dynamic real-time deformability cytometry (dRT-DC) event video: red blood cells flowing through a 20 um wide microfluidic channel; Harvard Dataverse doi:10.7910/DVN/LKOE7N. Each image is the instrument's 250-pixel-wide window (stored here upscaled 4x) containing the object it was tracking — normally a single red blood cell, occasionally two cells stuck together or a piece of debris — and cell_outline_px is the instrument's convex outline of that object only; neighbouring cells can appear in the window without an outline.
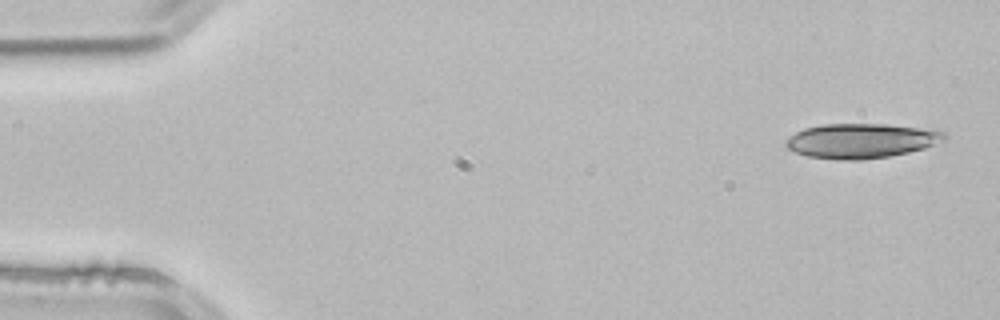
{"species": "common noctule bat (a hibernating species)", "species_latin": "Nyctalus noctula", "temperature_condition": "room temperature", "stored_images_in_passage": 4, "camera_frame_rate_fps": 3000, "um_per_image_px": 0.085, "animal": {"sex": "male", "body_mass_g": 21.5, "forearm_length_mm": 52.0}, "frame": {"image": 1, "passage_image": 1, "time_ms": 0.0, "image_size_px": [1000, 320], "cell_outline_px": [[948, 136], [944, 140], [924, 148], [892, 156], [864, 160], [836, 160], [808, 156], [796, 152], [788, 148], [784, 144], [784, 140], [788, 136], [804, 128], [824, 124], [888, 124], [936, 128], [944, 132]], "centroid_in_image_um": [73.24, 11.96], "position_along_channel_um": 11.8, "area_um2": 32.6}}
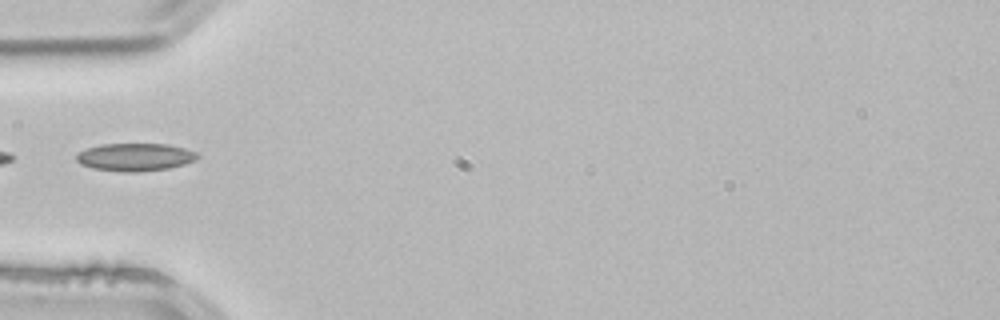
{"frame": {"image": 2, "passage_image": 4, "time_ms": 1.0, "image_size_px": [1000, 320], "cell_outline_px": [[200, 156], [196, 160], [184, 164], [168, 168], [136, 172], [124, 172], [92, 168], [80, 164], [76, 160], [76, 156], [80, 152], [88, 148], [100, 144], [168, 144], [184, 148], [196, 152]], "centroid_in_image_um": [11.49, 13.35], "position_along_channel_um": 73.5, "area_um2": 19.54}}